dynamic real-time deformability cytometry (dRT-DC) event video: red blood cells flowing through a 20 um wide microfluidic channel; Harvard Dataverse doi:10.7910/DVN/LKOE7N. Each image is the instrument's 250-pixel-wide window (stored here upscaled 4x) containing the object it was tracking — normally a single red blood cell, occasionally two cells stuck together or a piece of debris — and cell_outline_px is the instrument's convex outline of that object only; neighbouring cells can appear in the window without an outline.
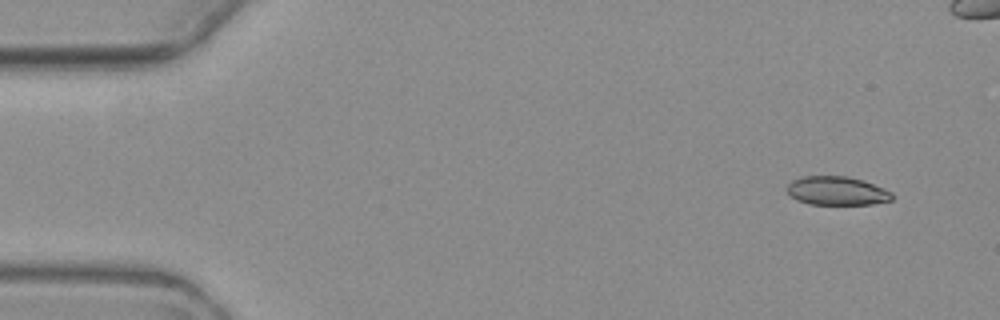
{"species": "common noctule bat (a hibernating species)", "species_latin": "Nyctalus noctula", "temperature_condition": "warm", "stored_images_in_passage": 7, "camera_frame_rate_fps": 3000, "um_per_image_px": 0.085, "animal": {"sex": "female", "body_mass_g": 19.3, "forearm_length_mm": 54.1}, "frame": {"image": 1, "passage_image": 1, "time_ms": 0.0, "image_size_px": [1000, 320], "cell_outline_px": [[892, 200], [872, 204], [808, 204], [796, 200], [788, 192], [788, 184], [792, 180], [800, 176], [848, 176], [864, 180], [892, 192]], "centroid_in_image_um": [71.13, 16.21], "position_along_channel_um": 13.9, "area_um2": 17.57}}
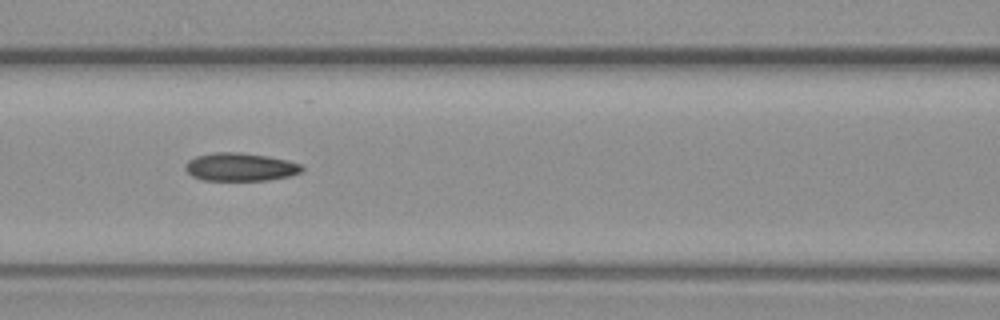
{"frame": {"image": 2, "passage_image": 6, "time_ms": 6.667, "image_size_px": [1000, 320], "cell_outline_px": [[304, 168], [300, 172], [288, 176], [268, 180], [200, 180], [192, 176], [184, 168], [188, 160], [196, 156], [216, 152], [236, 152], [268, 156], [288, 160], [300, 164]], "centroid_in_image_um": [20.4, 14.19], "position_along_channel_um": 146.2, "area_um2": 19.02}}
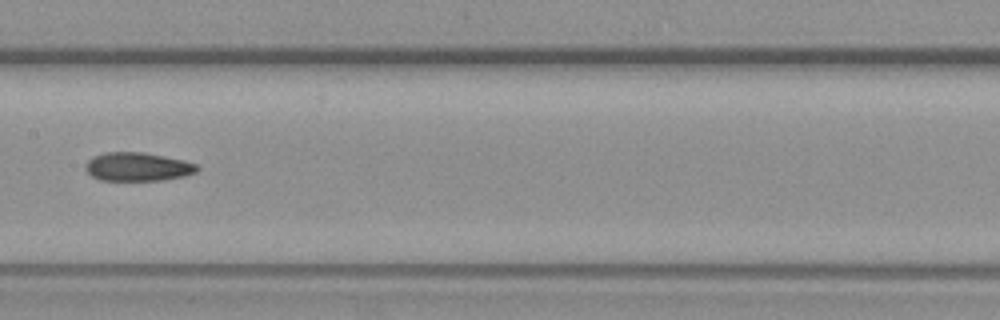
{"frame": {"image": 3, "passage_image": 7, "time_ms": 8.0, "image_size_px": [1000, 320], "cell_outline_px": [[200, 168], [196, 172], [184, 176], [164, 180], [100, 180], [92, 176], [84, 168], [88, 160], [92, 156], [104, 152], [144, 152], [184, 160], [196, 164]], "centroid_in_image_um": [11.7, 14.17], "position_along_channel_um": 195.7, "area_um2": 18.67}}